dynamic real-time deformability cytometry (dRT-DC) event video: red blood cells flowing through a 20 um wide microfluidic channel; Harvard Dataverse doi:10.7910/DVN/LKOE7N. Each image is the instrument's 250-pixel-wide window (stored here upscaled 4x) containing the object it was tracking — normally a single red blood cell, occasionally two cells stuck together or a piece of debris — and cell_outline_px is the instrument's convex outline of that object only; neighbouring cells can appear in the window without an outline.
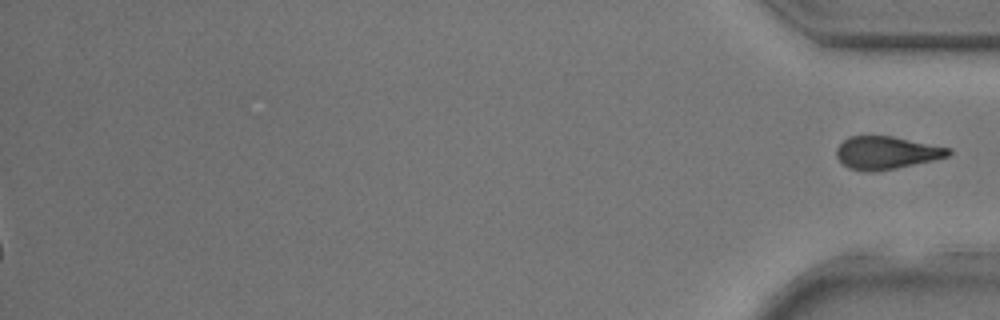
{"species": "common noctule bat (a hibernating species)", "species_latin": "Nyctalus noctula", "temperature_condition": "room temperature", "stored_images_in_passage": 27, "segment_of_instrument_passage": [2, 2], "camera_frame_rate_fps": 3000, "um_per_image_px": 0.085, "animal": {"sex": "male", "body_mass_g": 17.9, "forearm_length_mm": 54.2}, "frame": {"image": 1, "passage_image": 27, "time_ms": 8.667, "image_size_px": [1000, 320], "cell_outline_px": [[952, 152], [948, 156], [932, 160], [896, 168], [848, 168], [836, 156], [836, 148], [848, 136], [892, 136], [952, 148]], "centroid_in_image_um": [75.39, 12.92], "position_along_channel_um": 359.8, "area_um2": 20.58}}